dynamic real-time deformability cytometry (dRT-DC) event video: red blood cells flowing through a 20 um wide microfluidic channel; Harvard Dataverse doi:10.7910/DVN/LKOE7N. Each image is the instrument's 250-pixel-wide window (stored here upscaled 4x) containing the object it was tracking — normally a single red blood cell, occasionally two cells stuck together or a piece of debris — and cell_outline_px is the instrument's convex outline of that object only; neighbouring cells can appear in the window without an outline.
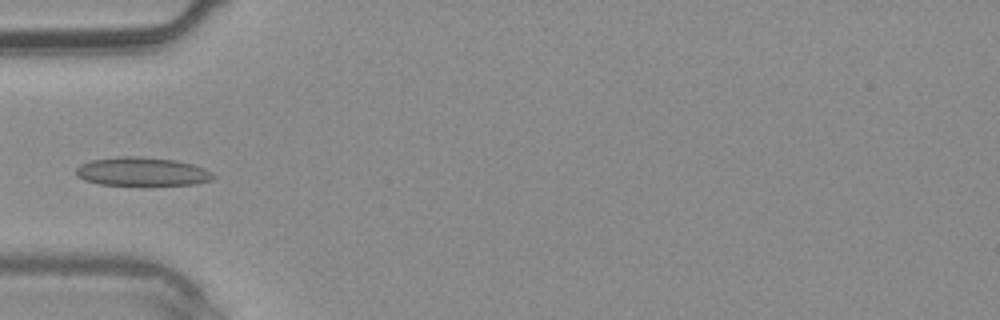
{"species": "common noctule bat (a hibernating species)", "species_latin": "Nyctalus noctula", "temperature_condition": "warm", "stored_images_in_passage": 38, "camera_frame_rate_fps": 3000, "um_per_image_px": 0.085, "animal": {"sex": "male", "body_mass_g": 20.4}, "frame": {"image": 1, "passage_image": 12, "time_ms": 3.667, "image_size_px": [1000, 320], "cell_outline_px": [[216, 176], [212, 180], [196, 184], [152, 188], [100, 184], [84, 180], [76, 176], [76, 168], [80, 164], [92, 160], [120, 156], [140, 156], [176, 160], [192, 164], [204, 168], [212, 172]], "centroid_in_image_um": [12.12, 14.64], "position_along_channel_um": 72.9, "area_um2": 24.1}}
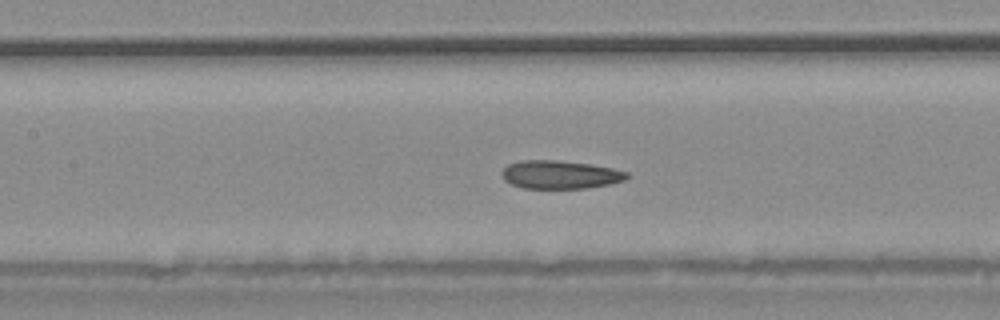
{"frame": {"image": 2, "passage_image": 17, "time_ms": 5.333, "image_size_px": [1000, 320], "cell_outline_px": [[632, 176], [624, 180], [608, 184], [584, 188], [524, 188], [512, 184], [504, 180], [500, 172], [508, 164], [520, 160], [556, 160], [592, 164], [612, 168], [628, 172]], "centroid_in_image_um": [47.61, 14.83], "position_along_channel_um": 159.8, "area_um2": 20.63}}